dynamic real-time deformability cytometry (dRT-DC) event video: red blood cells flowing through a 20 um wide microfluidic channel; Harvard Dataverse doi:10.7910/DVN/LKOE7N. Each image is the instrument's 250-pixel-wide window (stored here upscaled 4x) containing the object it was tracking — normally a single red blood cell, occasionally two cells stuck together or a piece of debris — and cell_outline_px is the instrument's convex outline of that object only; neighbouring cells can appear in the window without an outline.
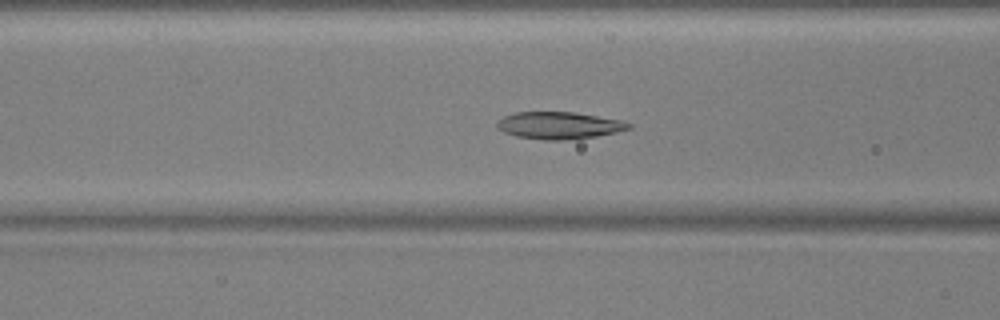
{"species": "common noctule bat (a hibernating species)", "species_latin": "Nyctalus noctula", "temperature_condition": "warm", "stored_images_in_passage": 38, "segment_of_instrument_passage": [1, 2], "camera_frame_rate_fps": 3000, "um_per_image_px": 0.085, "animal": {"sex": "male", "body_mass_g": 17.9, "forearm_length_mm": 54.2}, "frame": {"image": 1, "passage_image": 5, "time_ms": 1.333, "image_size_px": [1000, 320], "cell_outline_px": [[632, 128], [616, 132], [596, 136], [564, 140], [544, 140], [516, 136], [504, 132], [496, 124], [504, 116], [516, 112], [572, 112], [624, 120], [632, 124]], "centroid_in_image_um": [47.57, 10.66], "position_along_channel_um": 119.0, "area_um2": 20.69}}
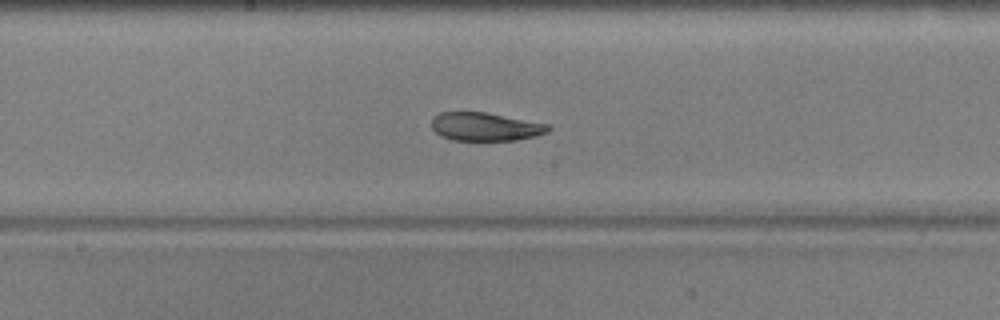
{"frame": {"image": 2, "passage_image": 12, "time_ms": 3.667, "image_size_px": [1000, 320], "cell_outline_px": [[552, 128], [548, 132], [536, 136], [516, 140], [452, 140], [440, 136], [432, 128], [432, 120], [440, 112], [484, 112], [552, 124]], "centroid_in_image_um": [41.31, 10.77], "position_along_channel_um": 206.9, "area_um2": 19.36}}
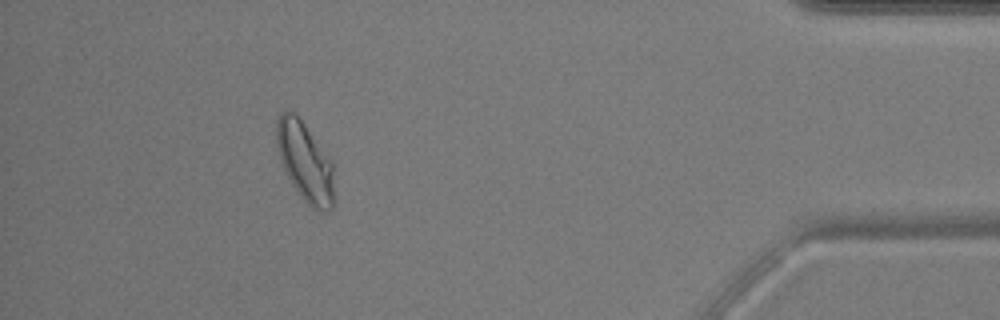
{"frame": {"image": 3, "passage_image": 32, "time_ms": 10.333, "image_size_px": [1000, 320], "cell_outline_px": [[332, 208], [328, 212], [324, 212], [312, 208], [300, 196], [292, 184], [284, 168], [276, 144], [276, 120], [280, 112], [296, 112], [332, 164]], "centroid_in_image_um": [25.89, 13.74], "position_along_channel_um": 409.3, "area_um2": 25.89}}